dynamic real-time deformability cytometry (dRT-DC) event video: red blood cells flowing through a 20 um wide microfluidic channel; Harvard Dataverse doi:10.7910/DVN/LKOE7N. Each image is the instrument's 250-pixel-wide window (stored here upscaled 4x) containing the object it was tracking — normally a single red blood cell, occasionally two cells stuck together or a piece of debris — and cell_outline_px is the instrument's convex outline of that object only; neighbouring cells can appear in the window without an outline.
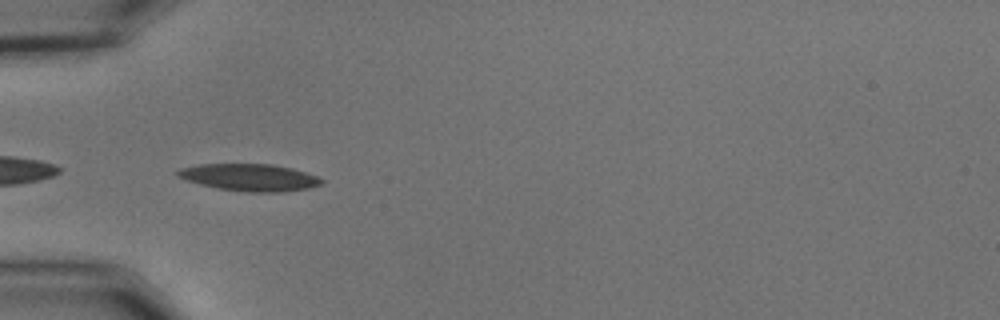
{"species": "common noctule bat (a hibernating species)", "species_latin": "Nyctalus noctula", "temperature_condition": "cold", "stored_images_in_passage": 3, "camera_frame_rate_fps": 3000, "um_per_image_px": 0.085, "animal": {"sex": "male", "body_mass_g": 15.6}, "frame": {"image": 1, "passage_image": 1, "time_ms": 0.0, "image_size_px": [1000, 320], "cell_outline_px": [[324, 184], [308, 188], [284, 192], [248, 192], [216, 188], [200, 184], [176, 176], [176, 172], [180, 168], [200, 164], [272, 164], [292, 168], [316, 176], [324, 180]], "centroid_in_image_um": [21.23, 15.08], "position_along_channel_um": 63.8, "area_um2": 22.72}}